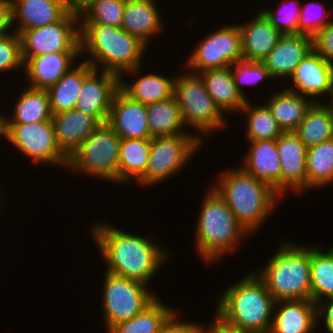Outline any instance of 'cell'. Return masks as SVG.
<instances>
[{
  "mask_svg": "<svg viewBox=\"0 0 333 333\" xmlns=\"http://www.w3.org/2000/svg\"><path fill=\"white\" fill-rule=\"evenodd\" d=\"M90 232L106 263V272L117 276L149 285L171 257L156 239L126 232L110 223H95Z\"/></svg>",
  "mask_w": 333,
  "mask_h": 333,
  "instance_id": "cell-1",
  "label": "cell"
},
{
  "mask_svg": "<svg viewBox=\"0 0 333 333\" xmlns=\"http://www.w3.org/2000/svg\"><path fill=\"white\" fill-rule=\"evenodd\" d=\"M212 186L244 228L254 235L277 208L281 196L240 166L215 174Z\"/></svg>",
  "mask_w": 333,
  "mask_h": 333,
  "instance_id": "cell-2",
  "label": "cell"
},
{
  "mask_svg": "<svg viewBox=\"0 0 333 333\" xmlns=\"http://www.w3.org/2000/svg\"><path fill=\"white\" fill-rule=\"evenodd\" d=\"M204 192L195 223L197 227L194 230V243L200 261L213 266L227 254L233 255L240 248V241L251 234L236 219L212 186Z\"/></svg>",
  "mask_w": 333,
  "mask_h": 333,
  "instance_id": "cell-3",
  "label": "cell"
},
{
  "mask_svg": "<svg viewBox=\"0 0 333 333\" xmlns=\"http://www.w3.org/2000/svg\"><path fill=\"white\" fill-rule=\"evenodd\" d=\"M221 293L216 299L217 316L249 333H269L275 300L255 271L239 278Z\"/></svg>",
  "mask_w": 333,
  "mask_h": 333,
  "instance_id": "cell-4",
  "label": "cell"
},
{
  "mask_svg": "<svg viewBox=\"0 0 333 333\" xmlns=\"http://www.w3.org/2000/svg\"><path fill=\"white\" fill-rule=\"evenodd\" d=\"M147 46L121 27L103 24H80V55L94 69L119 77L141 66ZM146 51V52H145Z\"/></svg>",
  "mask_w": 333,
  "mask_h": 333,
  "instance_id": "cell-5",
  "label": "cell"
},
{
  "mask_svg": "<svg viewBox=\"0 0 333 333\" xmlns=\"http://www.w3.org/2000/svg\"><path fill=\"white\" fill-rule=\"evenodd\" d=\"M277 249L256 274L275 301L311 300L310 244L286 240Z\"/></svg>",
  "mask_w": 333,
  "mask_h": 333,
  "instance_id": "cell-6",
  "label": "cell"
},
{
  "mask_svg": "<svg viewBox=\"0 0 333 333\" xmlns=\"http://www.w3.org/2000/svg\"><path fill=\"white\" fill-rule=\"evenodd\" d=\"M184 71V74L176 73L173 97L180 107L185 126L191 128L190 130L193 128L192 131L197 132V137L205 142L206 137H212L216 131L226 128L228 122L225 114L208 94L200 75Z\"/></svg>",
  "mask_w": 333,
  "mask_h": 333,
  "instance_id": "cell-7",
  "label": "cell"
},
{
  "mask_svg": "<svg viewBox=\"0 0 333 333\" xmlns=\"http://www.w3.org/2000/svg\"><path fill=\"white\" fill-rule=\"evenodd\" d=\"M121 137L107 124H100L68 156L69 172L118 184Z\"/></svg>",
  "mask_w": 333,
  "mask_h": 333,
  "instance_id": "cell-8",
  "label": "cell"
},
{
  "mask_svg": "<svg viewBox=\"0 0 333 333\" xmlns=\"http://www.w3.org/2000/svg\"><path fill=\"white\" fill-rule=\"evenodd\" d=\"M202 144L204 142L196 134L151 137L148 165L136 185L148 188L165 180L168 182L189 165Z\"/></svg>",
  "mask_w": 333,
  "mask_h": 333,
  "instance_id": "cell-9",
  "label": "cell"
},
{
  "mask_svg": "<svg viewBox=\"0 0 333 333\" xmlns=\"http://www.w3.org/2000/svg\"><path fill=\"white\" fill-rule=\"evenodd\" d=\"M102 281L100 309L106 332L138 315L158 297L147 284L106 271Z\"/></svg>",
  "mask_w": 333,
  "mask_h": 333,
  "instance_id": "cell-10",
  "label": "cell"
},
{
  "mask_svg": "<svg viewBox=\"0 0 333 333\" xmlns=\"http://www.w3.org/2000/svg\"><path fill=\"white\" fill-rule=\"evenodd\" d=\"M5 138L21 156H26L34 164L67 168L68 157L56 143L52 119L29 124H5Z\"/></svg>",
  "mask_w": 333,
  "mask_h": 333,
  "instance_id": "cell-11",
  "label": "cell"
},
{
  "mask_svg": "<svg viewBox=\"0 0 333 333\" xmlns=\"http://www.w3.org/2000/svg\"><path fill=\"white\" fill-rule=\"evenodd\" d=\"M213 31L193 47L186 65L183 64L185 70L198 74L208 69L226 68L243 59L238 24L221 26Z\"/></svg>",
  "mask_w": 333,
  "mask_h": 333,
  "instance_id": "cell-12",
  "label": "cell"
},
{
  "mask_svg": "<svg viewBox=\"0 0 333 333\" xmlns=\"http://www.w3.org/2000/svg\"><path fill=\"white\" fill-rule=\"evenodd\" d=\"M22 59L54 52H80V17L68 12L51 25L25 30L20 34Z\"/></svg>",
  "mask_w": 333,
  "mask_h": 333,
  "instance_id": "cell-13",
  "label": "cell"
},
{
  "mask_svg": "<svg viewBox=\"0 0 333 333\" xmlns=\"http://www.w3.org/2000/svg\"><path fill=\"white\" fill-rule=\"evenodd\" d=\"M120 77L112 72L94 69L84 80L75 109L107 123L112 99L119 89Z\"/></svg>",
  "mask_w": 333,
  "mask_h": 333,
  "instance_id": "cell-14",
  "label": "cell"
},
{
  "mask_svg": "<svg viewBox=\"0 0 333 333\" xmlns=\"http://www.w3.org/2000/svg\"><path fill=\"white\" fill-rule=\"evenodd\" d=\"M289 81L292 85L284 87L287 90L308 97L313 102H322V97L328 96L333 88V64L312 50L296 67Z\"/></svg>",
  "mask_w": 333,
  "mask_h": 333,
  "instance_id": "cell-15",
  "label": "cell"
},
{
  "mask_svg": "<svg viewBox=\"0 0 333 333\" xmlns=\"http://www.w3.org/2000/svg\"><path fill=\"white\" fill-rule=\"evenodd\" d=\"M277 148L281 161V197L288 190L295 194L306 192L307 147L294 132L288 131L277 138Z\"/></svg>",
  "mask_w": 333,
  "mask_h": 333,
  "instance_id": "cell-16",
  "label": "cell"
},
{
  "mask_svg": "<svg viewBox=\"0 0 333 333\" xmlns=\"http://www.w3.org/2000/svg\"><path fill=\"white\" fill-rule=\"evenodd\" d=\"M107 124L121 138L148 139L147 106L131 99L120 88L112 99Z\"/></svg>",
  "mask_w": 333,
  "mask_h": 333,
  "instance_id": "cell-17",
  "label": "cell"
},
{
  "mask_svg": "<svg viewBox=\"0 0 333 333\" xmlns=\"http://www.w3.org/2000/svg\"><path fill=\"white\" fill-rule=\"evenodd\" d=\"M312 50L313 38L311 36L283 35L262 62L275 81L277 79L288 81L296 67Z\"/></svg>",
  "mask_w": 333,
  "mask_h": 333,
  "instance_id": "cell-18",
  "label": "cell"
},
{
  "mask_svg": "<svg viewBox=\"0 0 333 333\" xmlns=\"http://www.w3.org/2000/svg\"><path fill=\"white\" fill-rule=\"evenodd\" d=\"M240 167L270 185L281 196V161L276 140L250 141Z\"/></svg>",
  "mask_w": 333,
  "mask_h": 333,
  "instance_id": "cell-19",
  "label": "cell"
},
{
  "mask_svg": "<svg viewBox=\"0 0 333 333\" xmlns=\"http://www.w3.org/2000/svg\"><path fill=\"white\" fill-rule=\"evenodd\" d=\"M11 6L12 26L18 35L54 24L68 13L66 0H11Z\"/></svg>",
  "mask_w": 333,
  "mask_h": 333,
  "instance_id": "cell-20",
  "label": "cell"
},
{
  "mask_svg": "<svg viewBox=\"0 0 333 333\" xmlns=\"http://www.w3.org/2000/svg\"><path fill=\"white\" fill-rule=\"evenodd\" d=\"M81 57L80 52H54L29 58L24 63L28 87L47 90L57 83Z\"/></svg>",
  "mask_w": 333,
  "mask_h": 333,
  "instance_id": "cell-21",
  "label": "cell"
},
{
  "mask_svg": "<svg viewBox=\"0 0 333 333\" xmlns=\"http://www.w3.org/2000/svg\"><path fill=\"white\" fill-rule=\"evenodd\" d=\"M273 312L269 333H314L319 328L312 300H278Z\"/></svg>",
  "mask_w": 333,
  "mask_h": 333,
  "instance_id": "cell-22",
  "label": "cell"
},
{
  "mask_svg": "<svg viewBox=\"0 0 333 333\" xmlns=\"http://www.w3.org/2000/svg\"><path fill=\"white\" fill-rule=\"evenodd\" d=\"M142 66L128 70L120 76L119 88L134 101L150 105L155 102L167 100L173 96L175 76L166 77L155 73H142ZM143 74V75H142ZM158 74V75H157ZM125 76L133 80L132 83L124 80Z\"/></svg>",
  "mask_w": 333,
  "mask_h": 333,
  "instance_id": "cell-23",
  "label": "cell"
},
{
  "mask_svg": "<svg viewBox=\"0 0 333 333\" xmlns=\"http://www.w3.org/2000/svg\"><path fill=\"white\" fill-rule=\"evenodd\" d=\"M156 0H126L121 28L137 37L147 47L164 30ZM162 19V20H161Z\"/></svg>",
  "mask_w": 333,
  "mask_h": 333,
  "instance_id": "cell-24",
  "label": "cell"
},
{
  "mask_svg": "<svg viewBox=\"0 0 333 333\" xmlns=\"http://www.w3.org/2000/svg\"><path fill=\"white\" fill-rule=\"evenodd\" d=\"M249 22L240 23L242 56L244 60L262 62L277 45L283 34L275 29L258 11Z\"/></svg>",
  "mask_w": 333,
  "mask_h": 333,
  "instance_id": "cell-25",
  "label": "cell"
},
{
  "mask_svg": "<svg viewBox=\"0 0 333 333\" xmlns=\"http://www.w3.org/2000/svg\"><path fill=\"white\" fill-rule=\"evenodd\" d=\"M56 143L68 157L101 124L94 116L75 108L54 114Z\"/></svg>",
  "mask_w": 333,
  "mask_h": 333,
  "instance_id": "cell-26",
  "label": "cell"
},
{
  "mask_svg": "<svg viewBox=\"0 0 333 333\" xmlns=\"http://www.w3.org/2000/svg\"><path fill=\"white\" fill-rule=\"evenodd\" d=\"M208 94L219 109L226 115L239 113L246 99L237 91L231 66L221 69H208L198 73Z\"/></svg>",
  "mask_w": 333,
  "mask_h": 333,
  "instance_id": "cell-27",
  "label": "cell"
},
{
  "mask_svg": "<svg viewBox=\"0 0 333 333\" xmlns=\"http://www.w3.org/2000/svg\"><path fill=\"white\" fill-rule=\"evenodd\" d=\"M267 103L272 116L283 132H293L304 119V116L313 101L294 91L278 90L268 96Z\"/></svg>",
  "mask_w": 333,
  "mask_h": 333,
  "instance_id": "cell-28",
  "label": "cell"
},
{
  "mask_svg": "<svg viewBox=\"0 0 333 333\" xmlns=\"http://www.w3.org/2000/svg\"><path fill=\"white\" fill-rule=\"evenodd\" d=\"M93 70L94 67L91 64L82 60L47 89L52 115L75 108L83 80Z\"/></svg>",
  "mask_w": 333,
  "mask_h": 333,
  "instance_id": "cell-29",
  "label": "cell"
},
{
  "mask_svg": "<svg viewBox=\"0 0 333 333\" xmlns=\"http://www.w3.org/2000/svg\"><path fill=\"white\" fill-rule=\"evenodd\" d=\"M149 155L150 138H121L118 185L136 183L145 174Z\"/></svg>",
  "mask_w": 333,
  "mask_h": 333,
  "instance_id": "cell-30",
  "label": "cell"
},
{
  "mask_svg": "<svg viewBox=\"0 0 333 333\" xmlns=\"http://www.w3.org/2000/svg\"><path fill=\"white\" fill-rule=\"evenodd\" d=\"M13 113L5 115V124H29L52 119L47 90L24 88L14 103Z\"/></svg>",
  "mask_w": 333,
  "mask_h": 333,
  "instance_id": "cell-31",
  "label": "cell"
},
{
  "mask_svg": "<svg viewBox=\"0 0 333 333\" xmlns=\"http://www.w3.org/2000/svg\"><path fill=\"white\" fill-rule=\"evenodd\" d=\"M311 300L314 303L333 300V246L324 250L322 244L310 246Z\"/></svg>",
  "mask_w": 333,
  "mask_h": 333,
  "instance_id": "cell-32",
  "label": "cell"
},
{
  "mask_svg": "<svg viewBox=\"0 0 333 333\" xmlns=\"http://www.w3.org/2000/svg\"><path fill=\"white\" fill-rule=\"evenodd\" d=\"M147 123L152 137L194 134L187 130L180 107L173 96L147 105Z\"/></svg>",
  "mask_w": 333,
  "mask_h": 333,
  "instance_id": "cell-33",
  "label": "cell"
},
{
  "mask_svg": "<svg viewBox=\"0 0 333 333\" xmlns=\"http://www.w3.org/2000/svg\"><path fill=\"white\" fill-rule=\"evenodd\" d=\"M308 148L333 138V117L322 102H313L293 131Z\"/></svg>",
  "mask_w": 333,
  "mask_h": 333,
  "instance_id": "cell-34",
  "label": "cell"
},
{
  "mask_svg": "<svg viewBox=\"0 0 333 333\" xmlns=\"http://www.w3.org/2000/svg\"><path fill=\"white\" fill-rule=\"evenodd\" d=\"M307 190L333 184V138L307 148Z\"/></svg>",
  "mask_w": 333,
  "mask_h": 333,
  "instance_id": "cell-35",
  "label": "cell"
},
{
  "mask_svg": "<svg viewBox=\"0 0 333 333\" xmlns=\"http://www.w3.org/2000/svg\"><path fill=\"white\" fill-rule=\"evenodd\" d=\"M157 297L130 320L114 325L107 333H158L165 321L177 310Z\"/></svg>",
  "mask_w": 333,
  "mask_h": 333,
  "instance_id": "cell-36",
  "label": "cell"
},
{
  "mask_svg": "<svg viewBox=\"0 0 333 333\" xmlns=\"http://www.w3.org/2000/svg\"><path fill=\"white\" fill-rule=\"evenodd\" d=\"M246 117L245 139L247 142L257 140H276L282 133L275 118L266 104H254L250 99L239 112Z\"/></svg>",
  "mask_w": 333,
  "mask_h": 333,
  "instance_id": "cell-37",
  "label": "cell"
},
{
  "mask_svg": "<svg viewBox=\"0 0 333 333\" xmlns=\"http://www.w3.org/2000/svg\"><path fill=\"white\" fill-rule=\"evenodd\" d=\"M125 5L126 0H99L80 16V24L121 27Z\"/></svg>",
  "mask_w": 333,
  "mask_h": 333,
  "instance_id": "cell-38",
  "label": "cell"
},
{
  "mask_svg": "<svg viewBox=\"0 0 333 333\" xmlns=\"http://www.w3.org/2000/svg\"><path fill=\"white\" fill-rule=\"evenodd\" d=\"M284 1L280 3L282 6H278L280 9L277 8L276 12L267 7H265L266 9L259 8V10L268 19L270 24L283 35H298L301 2L298 0Z\"/></svg>",
  "mask_w": 333,
  "mask_h": 333,
  "instance_id": "cell-39",
  "label": "cell"
},
{
  "mask_svg": "<svg viewBox=\"0 0 333 333\" xmlns=\"http://www.w3.org/2000/svg\"><path fill=\"white\" fill-rule=\"evenodd\" d=\"M231 71L237 91L248 100L243 87L254 86L267 80H274L270 72L266 69L265 64L259 61L238 60L231 65ZM242 86V87H241Z\"/></svg>",
  "mask_w": 333,
  "mask_h": 333,
  "instance_id": "cell-40",
  "label": "cell"
},
{
  "mask_svg": "<svg viewBox=\"0 0 333 333\" xmlns=\"http://www.w3.org/2000/svg\"><path fill=\"white\" fill-rule=\"evenodd\" d=\"M307 3L308 4L305 3L301 6L298 34H305L313 37L319 30L333 21V17H331L333 16V6L331 8L332 10H329L327 13V8L324 6L325 4H321V2L317 3V1H308ZM314 11L317 12L315 13Z\"/></svg>",
  "mask_w": 333,
  "mask_h": 333,
  "instance_id": "cell-41",
  "label": "cell"
},
{
  "mask_svg": "<svg viewBox=\"0 0 333 333\" xmlns=\"http://www.w3.org/2000/svg\"><path fill=\"white\" fill-rule=\"evenodd\" d=\"M24 70L21 38L15 31L0 37V73ZM9 71V72H8Z\"/></svg>",
  "mask_w": 333,
  "mask_h": 333,
  "instance_id": "cell-42",
  "label": "cell"
},
{
  "mask_svg": "<svg viewBox=\"0 0 333 333\" xmlns=\"http://www.w3.org/2000/svg\"><path fill=\"white\" fill-rule=\"evenodd\" d=\"M312 38L313 50L333 64V21L319 30Z\"/></svg>",
  "mask_w": 333,
  "mask_h": 333,
  "instance_id": "cell-43",
  "label": "cell"
},
{
  "mask_svg": "<svg viewBox=\"0 0 333 333\" xmlns=\"http://www.w3.org/2000/svg\"><path fill=\"white\" fill-rule=\"evenodd\" d=\"M178 309L165 321L158 333H201V323L181 319Z\"/></svg>",
  "mask_w": 333,
  "mask_h": 333,
  "instance_id": "cell-44",
  "label": "cell"
},
{
  "mask_svg": "<svg viewBox=\"0 0 333 333\" xmlns=\"http://www.w3.org/2000/svg\"><path fill=\"white\" fill-rule=\"evenodd\" d=\"M317 307V325L321 326V319L328 333H333V300L320 301ZM324 317V319H323Z\"/></svg>",
  "mask_w": 333,
  "mask_h": 333,
  "instance_id": "cell-45",
  "label": "cell"
},
{
  "mask_svg": "<svg viewBox=\"0 0 333 333\" xmlns=\"http://www.w3.org/2000/svg\"><path fill=\"white\" fill-rule=\"evenodd\" d=\"M214 316V319L210 320L211 322L207 324V328L205 324H202L201 333H249L227 324L216 314Z\"/></svg>",
  "mask_w": 333,
  "mask_h": 333,
  "instance_id": "cell-46",
  "label": "cell"
},
{
  "mask_svg": "<svg viewBox=\"0 0 333 333\" xmlns=\"http://www.w3.org/2000/svg\"><path fill=\"white\" fill-rule=\"evenodd\" d=\"M13 31L11 0H0V37Z\"/></svg>",
  "mask_w": 333,
  "mask_h": 333,
  "instance_id": "cell-47",
  "label": "cell"
},
{
  "mask_svg": "<svg viewBox=\"0 0 333 333\" xmlns=\"http://www.w3.org/2000/svg\"><path fill=\"white\" fill-rule=\"evenodd\" d=\"M99 0H66L68 12L80 17L90 6Z\"/></svg>",
  "mask_w": 333,
  "mask_h": 333,
  "instance_id": "cell-48",
  "label": "cell"
},
{
  "mask_svg": "<svg viewBox=\"0 0 333 333\" xmlns=\"http://www.w3.org/2000/svg\"><path fill=\"white\" fill-rule=\"evenodd\" d=\"M5 114L0 112V141L2 138H5V119H4Z\"/></svg>",
  "mask_w": 333,
  "mask_h": 333,
  "instance_id": "cell-49",
  "label": "cell"
},
{
  "mask_svg": "<svg viewBox=\"0 0 333 333\" xmlns=\"http://www.w3.org/2000/svg\"><path fill=\"white\" fill-rule=\"evenodd\" d=\"M328 95H330L331 97L329 99L327 98V101L324 102V104L327 106V108L330 111L331 116L333 117V88Z\"/></svg>",
  "mask_w": 333,
  "mask_h": 333,
  "instance_id": "cell-50",
  "label": "cell"
},
{
  "mask_svg": "<svg viewBox=\"0 0 333 333\" xmlns=\"http://www.w3.org/2000/svg\"><path fill=\"white\" fill-rule=\"evenodd\" d=\"M2 192H1V190H0V207L2 206L1 204L3 203L2 201L4 200V198L2 199V197H4V196H2L3 194H1ZM2 199V200H1ZM0 211H1V209H0Z\"/></svg>",
  "mask_w": 333,
  "mask_h": 333,
  "instance_id": "cell-51",
  "label": "cell"
}]
</instances>
